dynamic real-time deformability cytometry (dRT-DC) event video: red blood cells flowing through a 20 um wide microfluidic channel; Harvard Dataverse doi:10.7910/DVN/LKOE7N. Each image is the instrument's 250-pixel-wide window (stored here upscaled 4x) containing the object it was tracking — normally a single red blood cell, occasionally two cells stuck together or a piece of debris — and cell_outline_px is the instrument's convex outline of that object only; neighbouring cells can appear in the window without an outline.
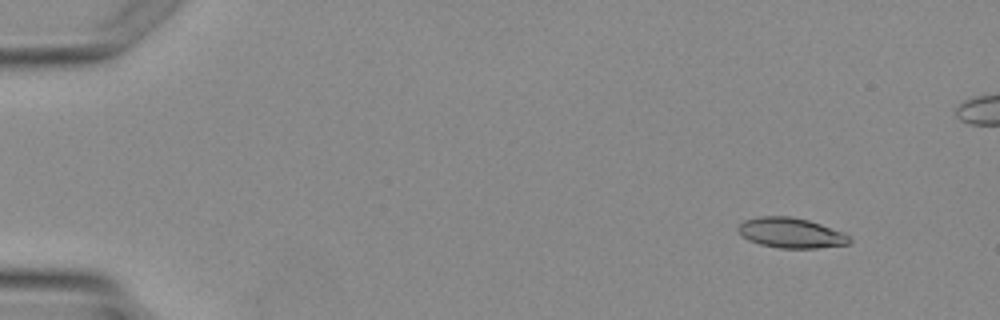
{"species": "Egyptian fruit bat (a non-hibernating species)", "species_latin": "Rousettus aegyptiacus", "temperature_condition": "warm", "stored_images_in_passage": 4, "camera_frame_rate_fps": 3000, "um_per_image_px": 0.085, "animal": {"sex": "female"}, "frame": {"image": 1, "passage_image": 1, "time_ms": 0.0, "image_size_px": [1000, 320], "cell_outline_px": [[852, 240], [848, 244], [816, 248], [776, 248], [760, 244], [748, 240], [740, 236], [736, 228], [744, 220], [760, 216], [788, 216], [808, 220], [844, 232]], "centroid_in_image_um": [67.19, 19.8], "position_along_channel_um": 17.8, "area_um2": 19.65}}